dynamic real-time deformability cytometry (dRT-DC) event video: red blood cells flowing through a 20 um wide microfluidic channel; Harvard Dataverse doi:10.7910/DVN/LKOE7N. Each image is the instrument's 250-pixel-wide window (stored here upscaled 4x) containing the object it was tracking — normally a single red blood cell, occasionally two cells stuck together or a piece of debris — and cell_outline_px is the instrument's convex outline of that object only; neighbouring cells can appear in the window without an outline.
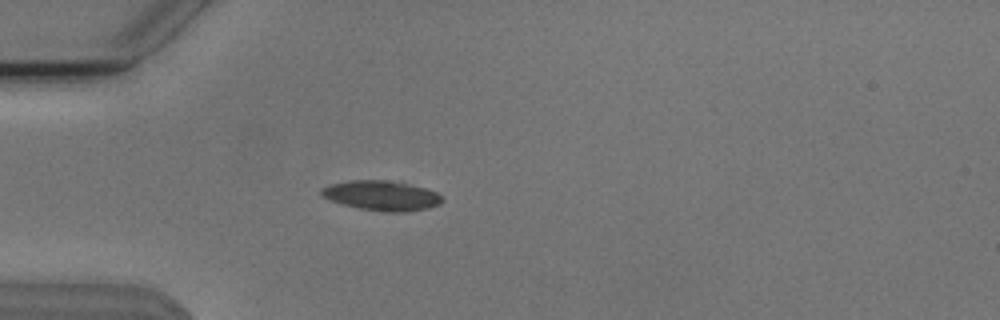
{"species": "Egyptian fruit bat (a non-hibernating species)", "species_latin": "Rousettus aegyptiacus", "temperature_condition": "cold", "stored_images_in_passage": 39, "camera_frame_rate_fps": 3000, "um_per_image_px": 0.085, "animal": {"sex": "male"}, "frame": {"image": 1, "passage_image": 1, "time_ms": 0.0, "image_size_px": [1000, 320], "cell_outline_px": [[444, 200], [440, 204], [428, 208], [404, 212], [388, 212], [360, 208], [344, 204], [320, 196], [320, 188], [328, 184], [348, 180], [384, 180], [408, 184], [424, 188], [436, 192]], "centroid_in_image_um": [32.4, 16.62], "position_along_channel_um": 52.6, "area_um2": 20.87}}
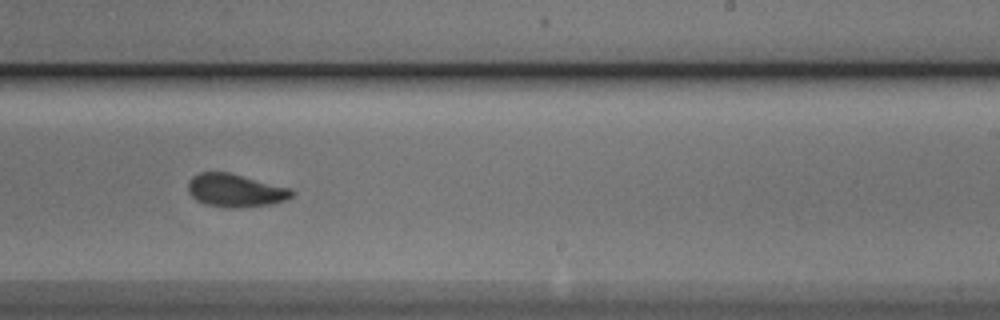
{"frame": {"image": 2, "passage_image": 19, "time_ms": 6.0, "image_size_px": [1000, 320], "cell_outline_px": [[296, 192], [288, 200], [272, 204], [240, 208], [224, 208], [204, 204], [196, 200], [188, 192], [188, 180], [192, 176], [200, 172], [228, 172], [292, 188]], "centroid_in_image_um": [20.03, 16.2], "position_along_channel_um": 269.0, "area_um2": 20.4}}
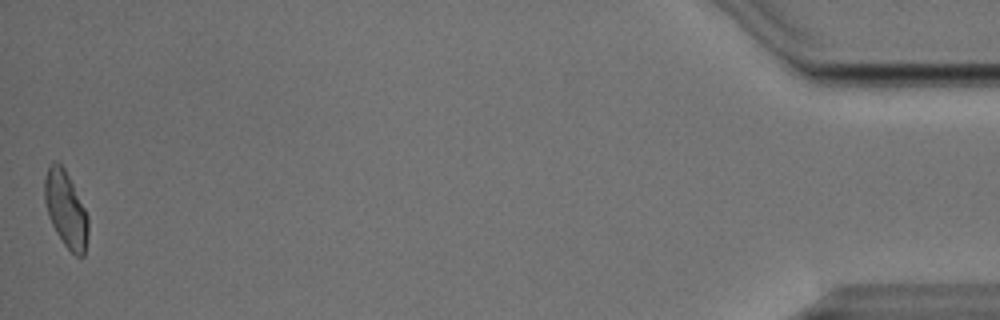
{"frame": {"image": 3, "passage_image": 39, "time_ms": 12.667, "image_size_px": [1000, 320], "cell_outline_px": [[88, 232], [84, 256], [76, 256], [64, 244], [56, 232], [48, 216], [44, 200], [44, 180], [48, 164], [52, 160], [60, 164], [64, 168], [88, 216]], "centroid_in_image_um": [5.57, 17.78], "position_along_channel_um": 429.6, "area_um2": 19.13}, "authors_computed_cell_mechanics": {"area_um2": 19.9988, "velocity_mm_per_s": 3.8061, "shape_relaxation_time_tau1_ms": 3.7833, "shape_relaxation_time_tau2_ms": 2.3643, "deformation_change_tau1": 0.1112, "deformation_change_tau2": 0.0783}}